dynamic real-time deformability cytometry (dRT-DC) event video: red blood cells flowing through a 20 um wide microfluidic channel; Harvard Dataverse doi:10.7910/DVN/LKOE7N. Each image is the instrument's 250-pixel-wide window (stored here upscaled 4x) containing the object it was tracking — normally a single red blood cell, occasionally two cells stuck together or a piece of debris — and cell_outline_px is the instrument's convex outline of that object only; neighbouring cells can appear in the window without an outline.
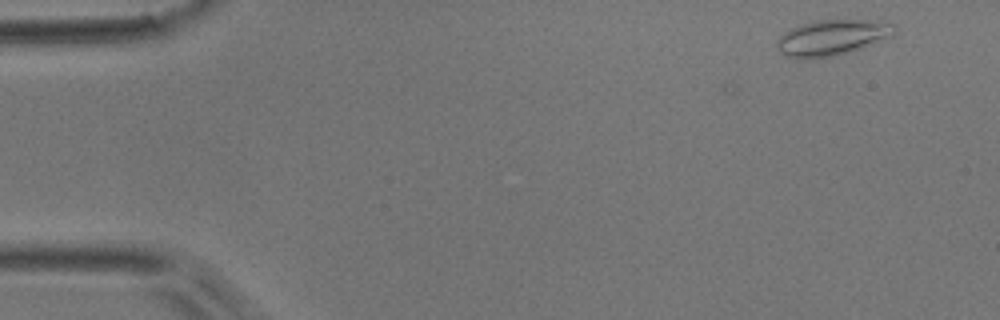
{"species": "common noctule bat (a hibernating species)", "species_latin": "Nyctalus noctula", "temperature_condition": "room temperature", "stored_images_in_passage": 3, "camera_frame_rate_fps": 3000, "um_per_image_px": 0.085, "animal": {"sex": "male", "body_mass_g": 17.9}, "frame": {"image": 1, "passage_image": 3, "time_ms": 0.667, "image_size_px": [1000, 320], "cell_outline_px": [[896, 32], [892, 36], [860, 48], [832, 56], [812, 60], [796, 60], [784, 56], [776, 48], [776, 40], [784, 32], [800, 24], [820, 20], [872, 20], [896, 24]], "centroid_in_image_um": [70.66, 3.22], "position_along_channel_um": 14.3, "area_um2": 24.74}}